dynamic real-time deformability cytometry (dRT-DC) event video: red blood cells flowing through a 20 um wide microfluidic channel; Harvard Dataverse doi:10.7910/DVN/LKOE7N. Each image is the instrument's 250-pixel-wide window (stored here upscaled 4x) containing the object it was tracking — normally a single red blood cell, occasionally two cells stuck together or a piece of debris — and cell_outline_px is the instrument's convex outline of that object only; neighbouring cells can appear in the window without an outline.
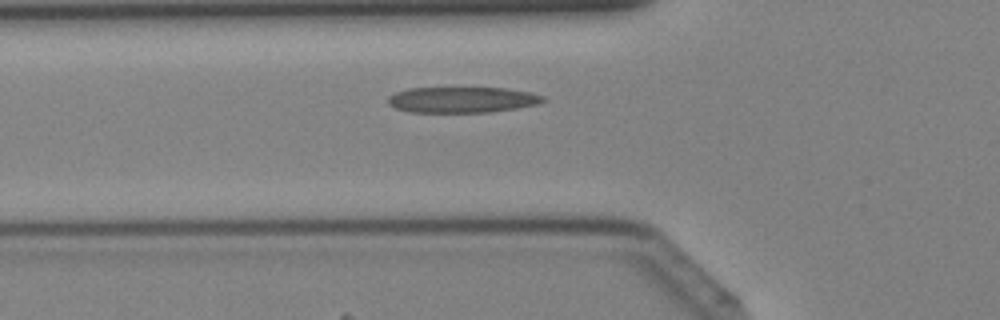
{"species": "Egyptian fruit bat (a non-hibernating species)", "species_latin": "Rousettus aegyptiacus", "temperature_condition": "cold", "stored_images_in_passage": 27, "camera_frame_rate_fps": 3000, "um_per_image_px": 0.085, "animal": {"sex": "female"}, "frame": {"image": 1, "passage_image": 5, "time_ms": 1.333, "image_size_px": [1000, 320], "cell_outline_px": [[544, 100], [536, 104], [516, 108], [488, 112], [408, 112], [396, 108], [388, 104], [388, 96], [396, 92], [408, 88], [508, 88], [532, 92], [544, 96]], "centroid_in_image_um": [39.26, 8.47], "position_along_channel_um": 86.5, "area_um2": 23.29}}
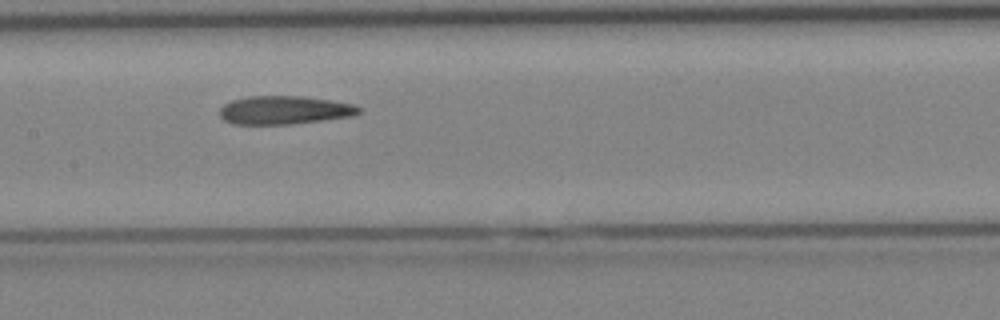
{"frame": {"image": 2, "passage_image": 11, "time_ms": 3.333, "image_size_px": [1000, 320], "cell_outline_px": [[360, 112], [352, 116], [292, 124], [232, 124], [224, 120], [220, 116], [220, 108], [224, 104], [232, 100], [248, 96], [300, 96], [332, 100], [352, 104], [360, 108]], "centroid_in_image_um": [24.14, 9.36], "position_along_channel_um": 183.3, "area_um2": 22.95}}
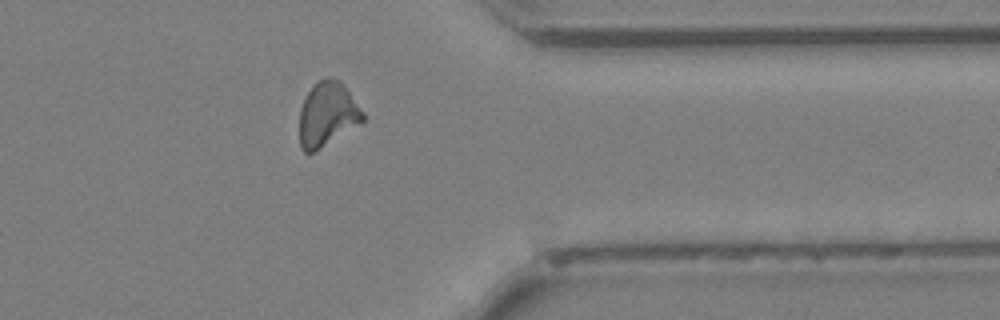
{"frame": {"image": 3, "passage_image": 24, "time_ms": 7.667, "image_size_px": [1000, 320], "cell_outline_px": [[364, 120], [320, 148], [312, 152], [304, 152], [300, 148], [300, 108], [304, 96], [316, 80], [328, 76], [332, 76], [340, 80], [364, 112]], "centroid_in_image_um": [27.8, 9.65], "position_along_channel_um": 383.6, "area_um2": 23.7}}